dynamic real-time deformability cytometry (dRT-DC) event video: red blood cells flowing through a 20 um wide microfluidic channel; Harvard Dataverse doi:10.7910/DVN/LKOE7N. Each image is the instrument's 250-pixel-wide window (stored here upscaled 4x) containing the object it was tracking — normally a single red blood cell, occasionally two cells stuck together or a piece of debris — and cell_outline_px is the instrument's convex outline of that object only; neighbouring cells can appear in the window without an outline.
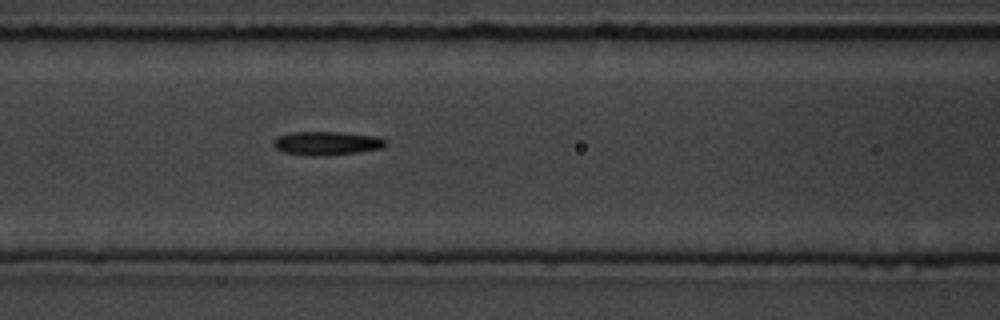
{"species": "common noctule bat (a hibernating species)", "species_latin": "Nyctalus noctula", "temperature_condition": "room temperature", "stored_images_in_passage": 9, "camera_frame_rate_fps": 3000, "um_per_image_px": 0.085, "animal": {"sex": "male", "body_mass_g": 19.5, "forearm_length_mm": 54.6}, "frame": {"image": 1, "passage_image": 9, "time_ms": 9.0, "image_size_px": [1000, 320], "cell_outline_px": [[388, 144], [380, 148], [360, 152], [324, 156], [284, 152], [276, 148], [272, 144], [272, 140], [280, 136], [292, 132], [340, 132], [376, 136], [388, 140]], "centroid_in_image_um": [27.82, 12.17], "position_along_channel_um": 138.8, "area_um2": 15.37}}